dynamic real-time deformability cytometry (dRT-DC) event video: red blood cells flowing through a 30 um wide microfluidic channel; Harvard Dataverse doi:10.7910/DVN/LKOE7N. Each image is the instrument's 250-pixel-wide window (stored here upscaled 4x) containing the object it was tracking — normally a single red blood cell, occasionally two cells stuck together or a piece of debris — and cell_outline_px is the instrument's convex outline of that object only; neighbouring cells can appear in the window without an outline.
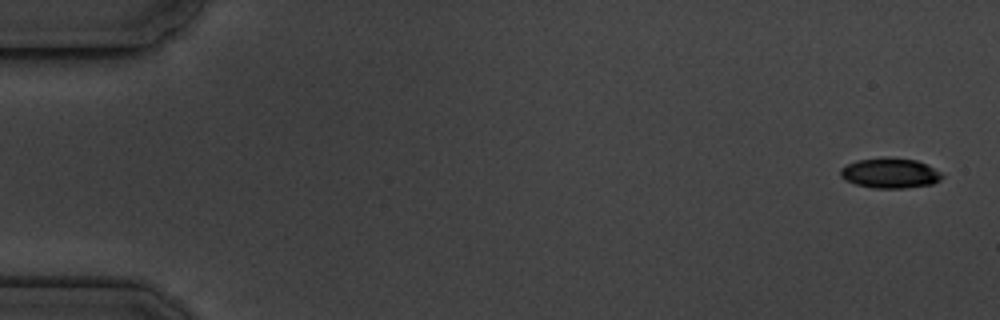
{"species": "common noctule bat (a hibernating species)", "species_latin": "Nyctalus noctula", "temperature_condition": "cold", "stored_images_in_passage": 5, "camera_frame_rate_fps": 3000, "um_per_image_px": 0.085, "animal": {"sex": "male", "body_mass_g": 19.5, "forearm_length_mm": 54.6}, "frame": {"image": 1, "passage_image": 1, "time_ms": 0.0, "image_size_px": [1000, 320], "cell_outline_px": [[944, 176], [940, 180], [932, 184], [904, 188], [872, 188], [856, 184], [844, 180], [840, 176], [840, 168], [856, 160], [880, 156], [892, 156], [916, 160], [928, 164], [940, 172]], "centroid_in_image_um": [75.64, 14.69], "position_along_channel_um": 9.4, "area_um2": 18.26}}
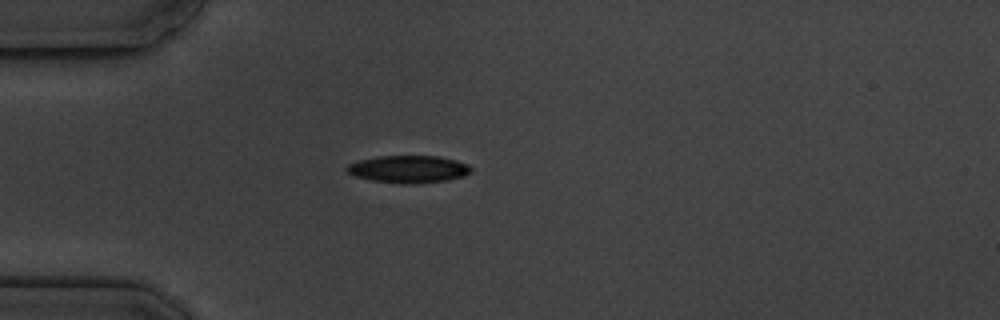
{"frame": {"image": 2, "passage_image": 5, "time_ms": 4.667, "image_size_px": [1000, 320], "cell_outline_px": [[472, 172], [464, 176], [448, 180], [408, 184], [372, 180], [356, 176], [348, 172], [344, 168], [348, 164], [356, 160], [376, 156], [436, 156], [456, 160], [468, 164], [472, 168]], "centroid_in_image_um": [34.72, 14.36], "position_along_channel_um": 50.3, "area_um2": 19.83}}